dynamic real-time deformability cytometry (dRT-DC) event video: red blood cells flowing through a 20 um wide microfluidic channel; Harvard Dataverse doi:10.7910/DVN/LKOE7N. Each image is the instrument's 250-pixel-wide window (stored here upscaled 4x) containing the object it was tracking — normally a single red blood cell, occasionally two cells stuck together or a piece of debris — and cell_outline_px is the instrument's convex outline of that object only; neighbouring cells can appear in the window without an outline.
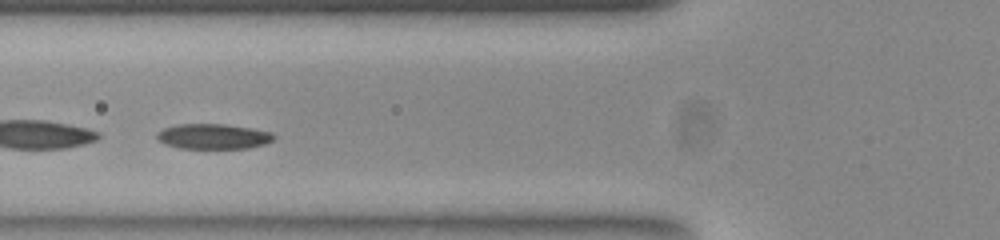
{"species": "common noctule bat (a hibernating species)", "species_latin": "Nyctalus noctula", "temperature_condition": "room temperature", "stored_images_in_passage": 38, "camera_frame_rate_fps": 3000, "um_per_image_px": 0.085, "animal": {"sex": "female", "body_mass_g": 23.0, "forearm_length_mm": 53.4}, "frame": {"image": 1, "passage_image": 12, "time_ms": 3.667, "image_size_px": [1000, 240], "cell_outline_px": [[276, 136], [272, 140], [248, 148], [180, 148], [164, 144], [156, 136], [164, 128], [180, 124], [220, 124], [248, 128], [268, 132]], "centroid_in_image_um": [18.08, 11.6], "position_along_channel_um": 107.7, "area_um2": 16.59}, "authors_computed_cell_mechanics": {"area_um2": 17.5134, "velocity_mm_per_s": 3.8373, "shape_relaxation_time_tau1_ms": 1.7123, "shape_relaxation_time_tau2_ms": null, "deformation_change_tau1": 0.0694, "deformation_change_tau2": null}}